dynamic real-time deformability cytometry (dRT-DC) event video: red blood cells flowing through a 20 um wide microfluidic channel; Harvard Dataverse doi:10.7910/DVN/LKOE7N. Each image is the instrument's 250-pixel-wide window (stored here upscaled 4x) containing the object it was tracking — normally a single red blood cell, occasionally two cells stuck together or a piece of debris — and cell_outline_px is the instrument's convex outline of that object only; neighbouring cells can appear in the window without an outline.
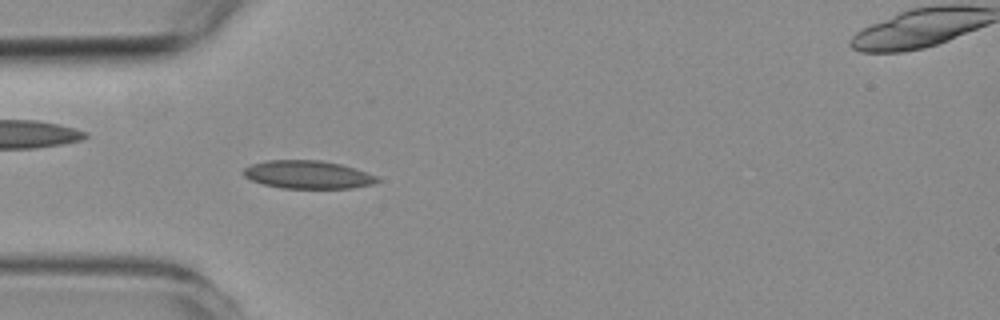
{"species": "common noctule bat (a hibernating species)", "species_latin": "Nyctalus noctula", "temperature_condition": "room temperature", "stored_images_in_passage": 4, "camera_frame_rate_fps": 3000, "um_per_image_px": 0.085, "animal": {"sex": "female", "body_mass_g": 19.3, "forearm_length_mm": 54.1}, "frame": {"image": 1, "passage_image": 3, "time_ms": 2.333, "image_size_px": [1000, 320], "cell_outline_px": [[380, 180], [372, 184], [352, 188], [280, 188], [264, 184], [252, 180], [244, 176], [244, 168], [252, 164], [264, 160], [320, 160], [340, 164], [356, 168], [376, 176]], "centroid_in_image_um": [26.16, 14.84], "position_along_channel_um": 58.8, "area_um2": 21.79}}